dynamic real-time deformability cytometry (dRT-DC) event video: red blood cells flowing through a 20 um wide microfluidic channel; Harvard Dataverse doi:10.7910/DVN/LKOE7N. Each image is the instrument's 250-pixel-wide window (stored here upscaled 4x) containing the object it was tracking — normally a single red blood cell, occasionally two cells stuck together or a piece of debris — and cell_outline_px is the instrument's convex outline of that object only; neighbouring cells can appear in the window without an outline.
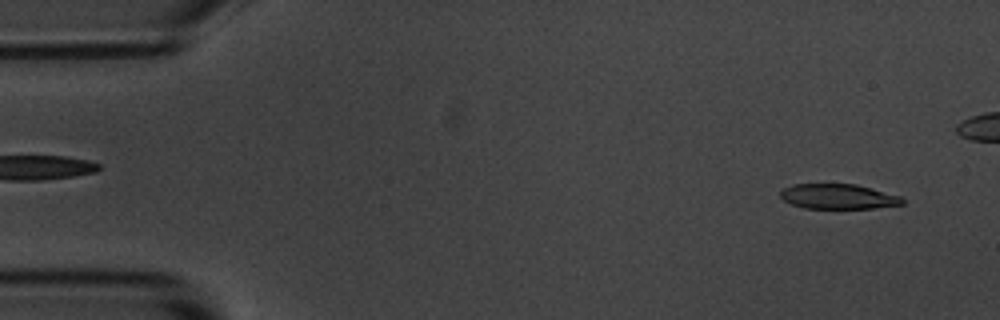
{"species": "common noctule bat (a hibernating species)", "species_latin": "Nyctalus noctula", "temperature_condition": "room temperature", "stored_images_in_passage": 48, "camera_frame_rate_fps": 3000, "um_per_image_px": 0.085, "animal": {"sex": "male", "body_mass_g": 20.1, "forearm_length_mm": 53.5}, "frame": {"image": 1, "passage_image": 3, "time_ms": 0.667, "image_size_px": [1000, 320], "cell_outline_px": [[904, 204], [872, 208], [804, 208], [792, 204], [784, 200], [780, 196], [780, 192], [784, 188], [792, 184], [856, 184], [872, 188], [900, 196], [904, 200]], "centroid_in_image_um": [71.24, 16.7], "position_along_channel_um": 13.8, "area_um2": 17.69}}
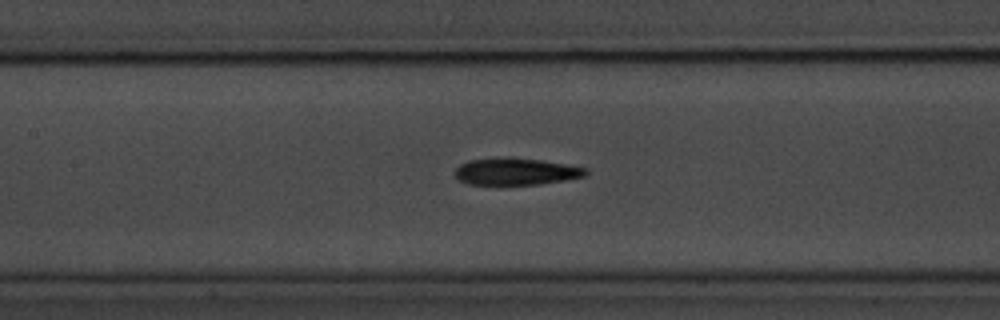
{"frame": {"image": 2, "passage_image": 24, "time_ms": 7.667, "image_size_px": [1000, 320], "cell_outline_px": [[588, 172], [584, 176], [564, 180], [540, 184], [468, 184], [456, 180], [456, 168], [460, 164], [468, 160], [504, 156], [508, 156], [540, 160], [588, 168]], "centroid_in_image_um": [43.81, 14.56], "position_along_channel_um": 163.6, "area_um2": 20.63}}
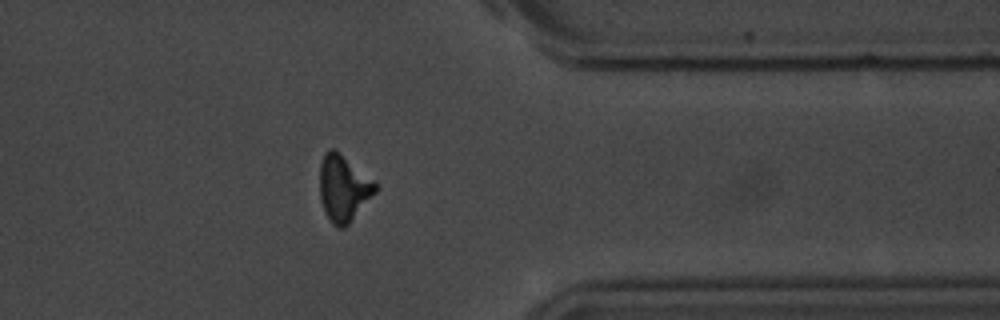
{"frame": {"image": 3, "passage_image": 43, "time_ms": 14.0, "image_size_px": [1000, 320], "cell_outline_px": [[380, 184], [376, 192], [348, 224], [344, 228], [340, 228], [332, 224], [324, 208], [320, 196], [320, 164], [324, 152], [328, 148], [332, 148], [376, 180]], "centroid_in_image_um": [29.22, 15.97], "position_along_channel_um": 382.2, "area_um2": 21.44}, "authors_computed_cell_mechanics": {"area_um2": 20.9236, "velocity_mm_per_s": 3.6398, "shape_relaxation_time_tau1_ms": 3.9121, "shape_relaxation_time_tau2_ms": 4.9312, "deformation_change_tau1": 0.1528, "deformation_change_tau2": 0.1335}}